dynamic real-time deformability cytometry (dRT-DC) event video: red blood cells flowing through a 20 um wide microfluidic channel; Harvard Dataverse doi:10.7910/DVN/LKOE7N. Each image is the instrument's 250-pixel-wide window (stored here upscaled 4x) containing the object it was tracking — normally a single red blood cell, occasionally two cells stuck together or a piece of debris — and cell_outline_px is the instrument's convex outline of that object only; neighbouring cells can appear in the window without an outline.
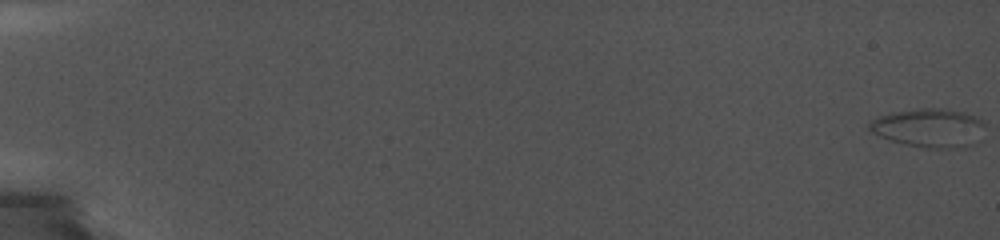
{"species": "common noctule bat (a hibernating species)", "species_latin": "Nyctalus noctula", "temperature_condition": "cold", "stored_images_in_passage": 46, "camera_frame_rate_fps": 5000, "um_per_image_px": 0.085, "animal": {"sex": "female", "body_mass_g": 19.0, "forearm_length_mm": 56.7}, "frame": {"image": 1, "passage_image": 1, "time_ms": 0.0, "image_size_px": [1000, 240], "cell_outline_px": [[984, 124], [972, 144], [964, 148], [924, 148], [904, 144], [868, 132], [868, 124], [872, 120], [884, 116], [900, 112], [960, 112], [972, 116], [980, 120]], "centroid_in_image_um": [78.91, 10.97], "position_along_channel_um": 6.1, "area_um2": 24.1}}
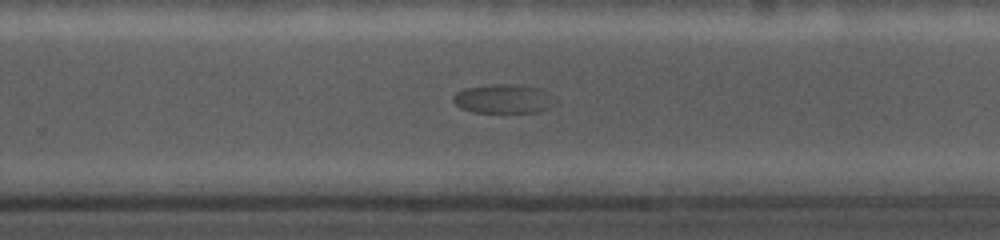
{"frame": {"image": 2, "passage_image": 33, "time_ms": 14.2, "image_size_px": [1000, 240], "cell_outline_px": [[556, 104], [540, 112], [472, 112], [460, 108], [452, 100], [452, 96], [456, 92], [464, 88], [496, 84], [516, 84], [540, 88], [556, 96]], "centroid_in_image_um": [42.84, 8.4], "position_along_channel_um": 287.0, "area_um2": 17.57}}
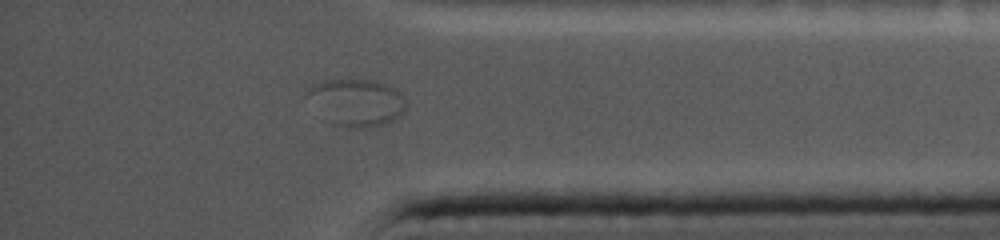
{"frame": {"image": 3, "passage_image": 41, "time_ms": 17.6, "image_size_px": [1000, 240], "cell_outline_px": [[404, 112], [400, 116], [392, 120], [380, 124], [364, 128], [348, 128], [332, 124], [320, 120], [304, 100], [304, 92], [312, 84], [324, 80], [372, 80], [384, 84], [400, 92], [404, 96]], "centroid_in_image_um": [30.12, 8.73], "position_along_channel_um": 405.1, "area_um2": 27.98}}